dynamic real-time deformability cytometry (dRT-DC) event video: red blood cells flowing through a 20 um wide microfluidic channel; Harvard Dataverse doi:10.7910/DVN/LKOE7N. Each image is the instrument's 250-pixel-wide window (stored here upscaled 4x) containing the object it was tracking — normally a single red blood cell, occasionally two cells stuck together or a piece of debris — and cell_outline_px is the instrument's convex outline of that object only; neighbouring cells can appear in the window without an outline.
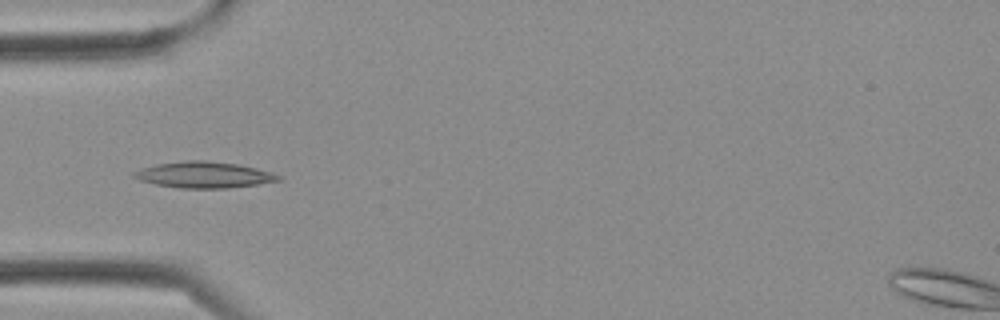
{"species": "Egyptian fruit bat (a non-hibernating species)", "species_latin": "Rousettus aegyptiacus", "temperature_condition": "cold", "stored_images_in_passage": 3, "camera_frame_rate_fps": 3000, "um_per_image_px": 0.085, "frame": {"image": 1, "passage_image": 3, "time_ms": 0.667, "image_size_px": [1000, 320], "cell_outline_px": [[280, 180], [260, 184], [228, 188], [180, 188], [156, 184], [140, 180], [132, 176], [132, 172], [140, 168], [156, 164], [184, 160], [204, 160], [240, 164], [272, 172], [280, 176]], "centroid_in_image_um": [17.32, 14.85], "position_along_channel_um": 67.7, "area_um2": 22.14}}